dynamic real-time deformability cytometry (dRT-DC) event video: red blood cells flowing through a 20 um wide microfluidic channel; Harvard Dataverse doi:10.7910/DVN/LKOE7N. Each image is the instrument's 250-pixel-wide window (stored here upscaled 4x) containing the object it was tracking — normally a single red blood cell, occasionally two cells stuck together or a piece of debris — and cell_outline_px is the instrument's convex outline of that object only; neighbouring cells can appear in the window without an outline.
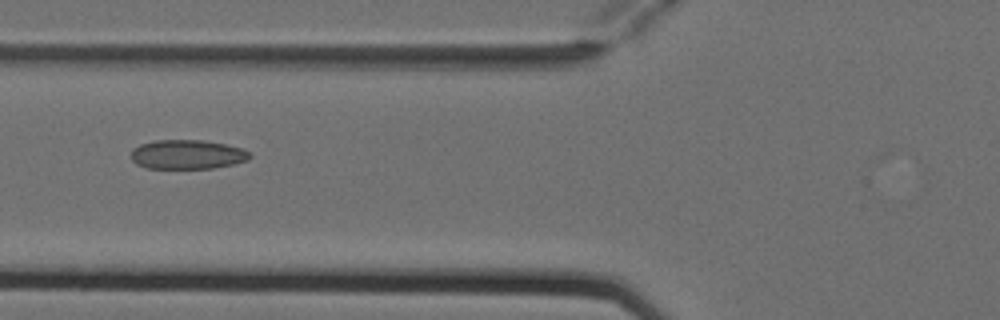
{"species": "Egyptian fruit bat (a non-hibernating species)", "species_latin": "Rousettus aegyptiacus", "temperature_condition": "cold", "stored_images_in_passage": 6, "camera_frame_rate_fps": 3000, "um_per_image_px": 0.085, "animal": {"sex": "female"}, "frame": {"image": 1, "passage_image": 4, "time_ms": 1.0, "image_size_px": [1000, 320], "cell_outline_px": [[252, 156], [248, 160], [232, 164], [212, 168], [148, 168], [136, 164], [132, 160], [132, 148], [140, 144], [156, 140], [204, 140], [228, 144], [240, 148], [248, 152]], "centroid_in_image_um": [15.91, 13.12], "position_along_channel_um": 109.9, "area_um2": 20.23}}
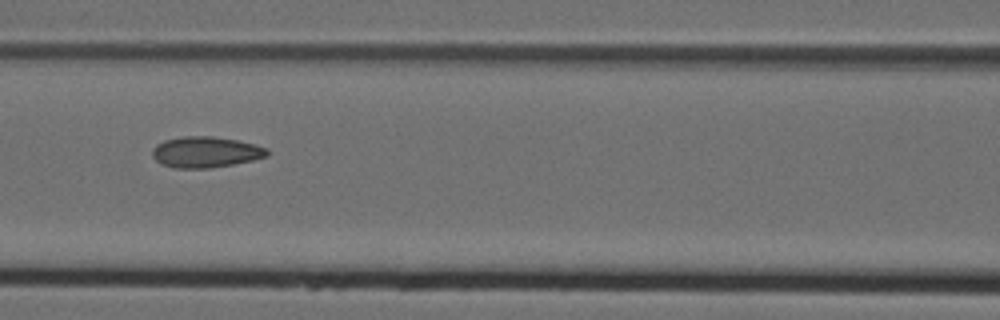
{"frame": {"image": 2, "passage_image": 5, "time_ms": 1.333, "image_size_px": [1000, 320], "cell_outline_px": [[268, 156], [252, 160], [212, 168], [176, 168], [160, 164], [152, 156], [152, 148], [156, 144], [164, 140], [184, 136], [212, 136], [236, 140], [256, 144], [268, 148]], "centroid_in_image_um": [17.46, 12.92], "position_along_channel_um": 149.1, "area_um2": 20.81}}
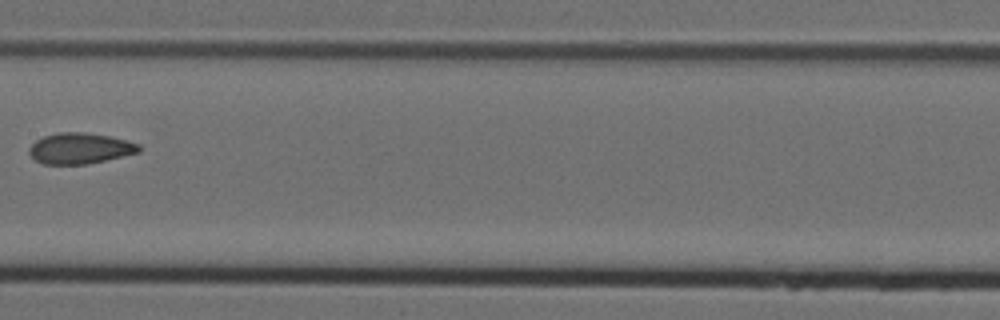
{"frame": {"image": 3, "passage_image": 6, "time_ms": 1.667, "image_size_px": [1000, 320], "cell_outline_px": [[140, 152], [88, 164], [44, 164], [36, 160], [28, 152], [28, 148], [36, 140], [44, 136], [60, 132], [84, 132], [108, 136], [140, 144]], "centroid_in_image_um": [6.78, 12.61], "position_along_channel_um": 200.6, "area_um2": 19.59}}